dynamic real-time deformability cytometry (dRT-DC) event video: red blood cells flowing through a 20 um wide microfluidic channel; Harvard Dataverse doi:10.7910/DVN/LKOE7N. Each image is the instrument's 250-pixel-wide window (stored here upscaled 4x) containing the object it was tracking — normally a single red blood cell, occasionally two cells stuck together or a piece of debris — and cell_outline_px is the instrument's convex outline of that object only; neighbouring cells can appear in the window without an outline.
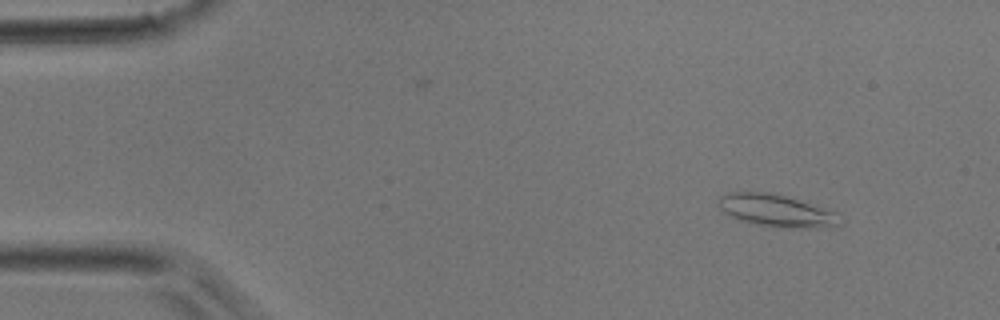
{"species": "common noctule bat (a hibernating species)", "species_latin": "Nyctalus noctula", "temperature_condition": "room temperature", "stored_images_in_passage": 2, "camera_frame_rate_fps": 3000, "um_per_image_px": 0.085, "animal": {"sex": "male", "body_mass_g": 17.9}, "frame": {"image": 1, "passage_image": 2, "time_ms": 2.0, "image_size_px": [1000, 320], "cell_outline_px": [[844, 224], [820, 228], [800, 228], [756, 224], [740, 220], [728, 216], [720, 208], [720, 196], [732, 192], [768, 192], [784, 196], [836, 212]], "centroid_in_image_um": [66.01, 17.91], "position_along_channel_um": 19.0, "area_um2": 22.37}}